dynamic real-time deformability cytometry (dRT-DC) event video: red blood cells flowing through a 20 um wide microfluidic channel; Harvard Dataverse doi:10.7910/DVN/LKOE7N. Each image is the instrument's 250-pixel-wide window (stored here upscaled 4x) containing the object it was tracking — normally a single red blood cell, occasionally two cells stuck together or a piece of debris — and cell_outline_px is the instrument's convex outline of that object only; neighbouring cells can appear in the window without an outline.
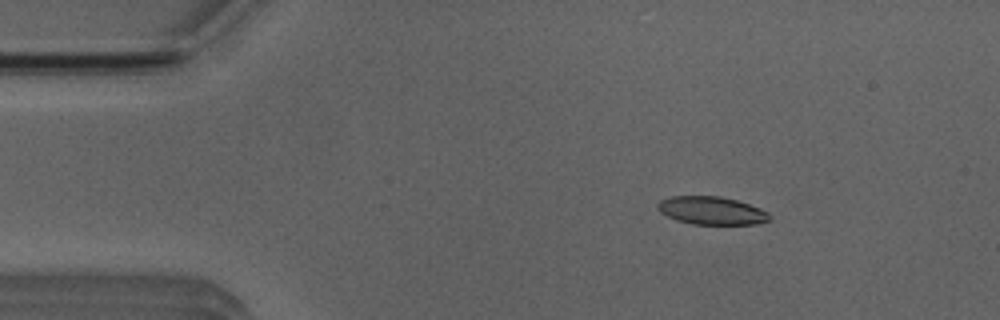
{"species": "Egyptian fruit bat (a non-hibernating species)", "species_latin": "Rousettus aegyptiacus", "temperature_condition": "room temperature", "stored_images_in_passage": 50, "camera_frame_rate_fps": 3000, "um_per_image_px": 0.085, "animal": {"sex": "male"}, "frame": {"image": 1, "passage_image": 7, "time_ms": 2.0, "image_size_px": [1000, 320], "cell_outline_px": [[772, 220], [756, 224], [692, 224], [676, 220], [660, 212], [656, 208], [656, 204], [660, 200], [672, 196], [720, 196], [736, 200], [760, 208], [768, 212], [772, 216]], "centroid_in_image_um": [60.49, 17.9], "position_along_channel_um": 24.5, "area_um2": 18.38}}
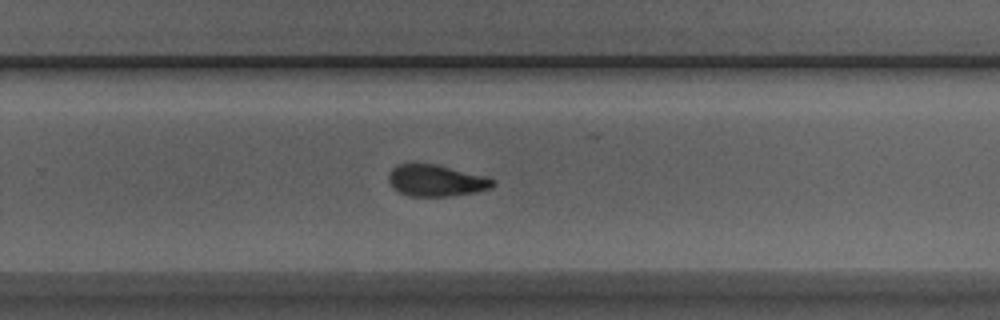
{"frame": {"image": 2, "passage_image": 32, "time_ms": 10.333, "image_size_px": [1000, 320], "cell_outline_px": [[496, 184], [492, 188], [476, 192], [448, 196], [408, 196], [392, 188], [388, 180], [388, 172], [396, 164], [436, 164], [488, 176], [496, 180]], "centroid_in_image_um": [37.09, 15.34], "position_along_channel_um": 292.7, "area_um2": 19.48}}
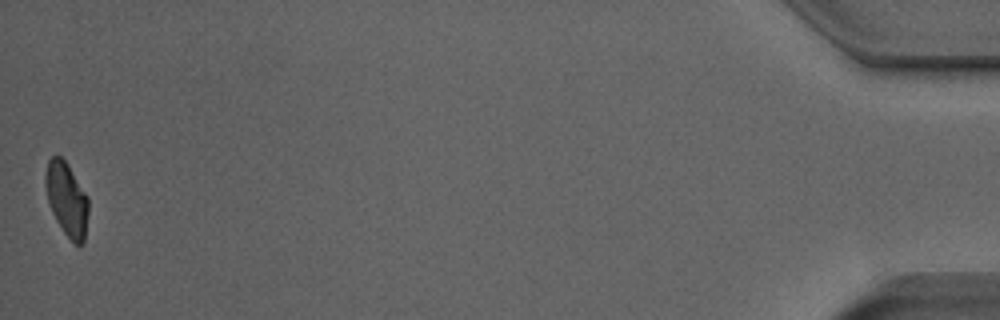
{"frame": {"image": 3, "passage_image": 50, "time_ms": 16.333, "image_size_px": [1000, 320], "cell_outline_px": [[88, 212], [84, 240], [80, 248], [64, 232], [56, 220], [52, 212], [48, 200], [44, 180], [44, 176], [48, 160], [52, 156], [60, 156], [68, 164], [88, 196]], "centroid_in_image_um": [5.67, 16.91], "position_along_channel_um": 429.5, "area_um2": 18.38}, "authors_computed_cell_mechanics": {"area_um2": 19.6231, "velocity_mm_per_s": 4.0054, "shape_relaxation_time_tau1_ms": 5.4969, "shape_relaxation_time_tau2_ms": 3.1225, "deformation_change_tau1": 0.1477, "deformation_change_tau2": 0.0926}}